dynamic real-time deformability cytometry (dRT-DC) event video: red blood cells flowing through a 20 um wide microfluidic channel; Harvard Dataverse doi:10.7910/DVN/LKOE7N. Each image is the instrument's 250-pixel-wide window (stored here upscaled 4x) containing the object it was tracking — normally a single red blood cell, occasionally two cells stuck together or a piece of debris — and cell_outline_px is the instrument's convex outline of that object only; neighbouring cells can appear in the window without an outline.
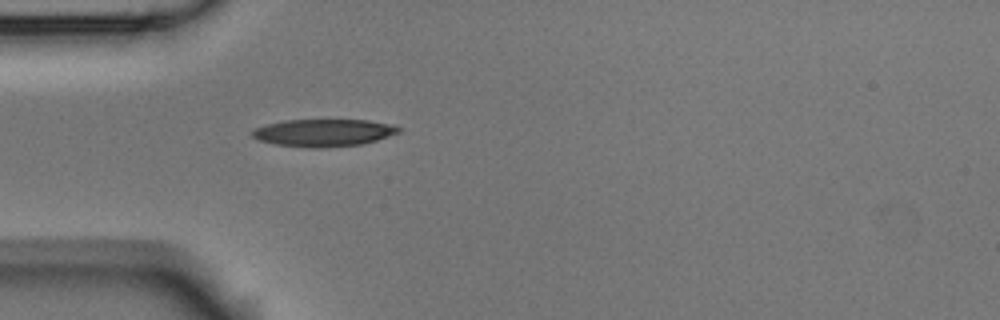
{"species": "Egyptian fruit bat (a non-hibernating species)", "species_latin": "Rousettus aegyptiacus", "temperature_condition": "room temperature", "stored_images_in_passage": 1, "camera_frame_rate_fps": 3000, "um_per_image_px": 0.085, "animal": {"sex": "male"}, "frame": {"image": 1, "passage_image": 1, "time_ms": 0.0, "image_size_px": [1000, 320], "cell_outline_px": [[400, 132], [376, 140], [360, 144], [320, 148], [304, 148], [276, 144], [260, 140], [252, 136], [252, 132], [256, 128], [268, 124], [284, 120], [368, 120], [388, 124], [400, 128]], "centroid_in_image_um": [27.49, 11.29], "position_along_channel_um": 57.5, "area_um2": 23.06}}